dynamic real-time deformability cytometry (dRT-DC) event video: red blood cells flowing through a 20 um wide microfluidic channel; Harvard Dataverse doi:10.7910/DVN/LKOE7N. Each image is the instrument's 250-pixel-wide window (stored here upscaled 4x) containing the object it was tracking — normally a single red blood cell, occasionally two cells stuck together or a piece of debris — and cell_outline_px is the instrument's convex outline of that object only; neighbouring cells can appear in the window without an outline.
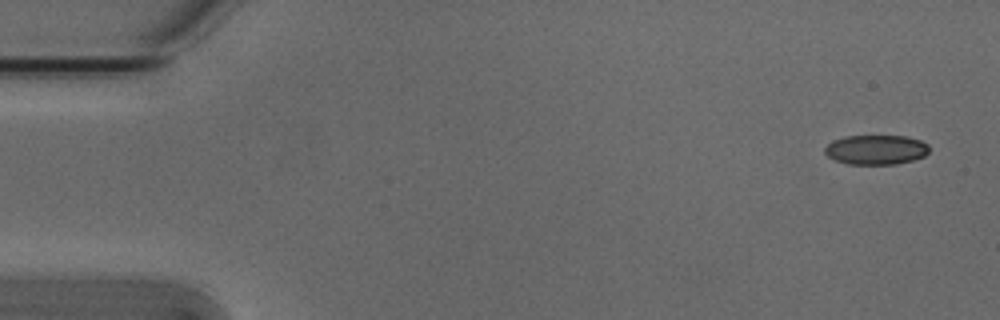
{"species": "Egyptian fruit bat (a non-hibernating species)", "species_latin": "Rousettus aegyptiacus", "temperature_condition": "cold", "stored_images_in_passage": 7, "camera_frame_rate_fps": 3000, "um_per_image_px": 0.085, "animal": {"sex": "male"}, "frame": {"image": 1, "passage_image": 1, "time_ms": 0.0, "image_size_px": [1000, 320], "cell_outline_px": [[928, 152], [924, 156], [912, 160], [896, 164], [848, 164], [836, 160], [828, 156], [824, 152], [824, 148], [832, 140], [844, 136], [908, 136], [920, 140], [928, 144]], "centroid_in_image_um": [74.45, 12.72], "position_along_channel_um": 10.5, "area_um2": 18.03}}
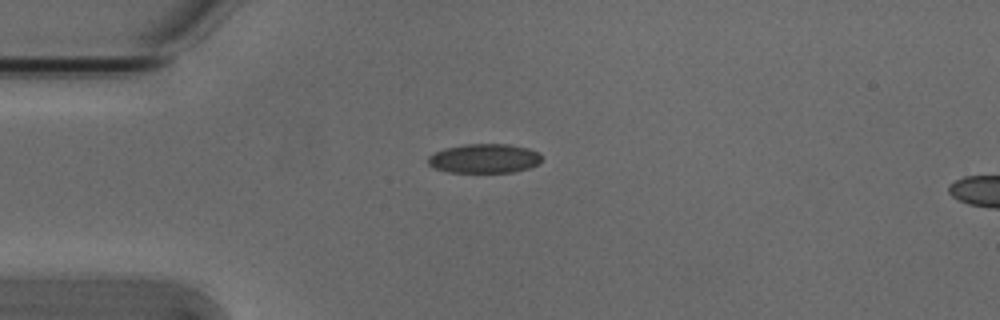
{"frame": {"image": 2, "passage_image": 4, "time_ms": 1.0, "image_size_px": [1000, 320], "cell_outline_px": [[540, 160], [536, 164], [528, 168], [512, 172], [448, 172], [436, 168], [428, 164], [428, 156], [444, 148], [464, 144], [508, 144], [528, 148], [540, 152]], "centroid_in_image_um": [41.15, 13.46], "position_along_channel_um": 43.8, "area_um2": 19.25}}
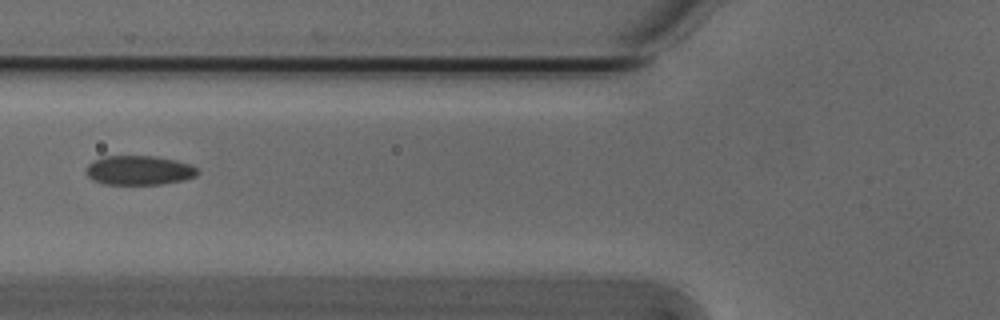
{"frame": {"image": 3, "passage_image": 6, "time_ms": 1.667, "image_size_px": [1000, 320], "cell_outline_px": [[200, 172], [196, 176], [184, 180], [160, 184], [104, 184], [92, 180], [88, 176], [88, 164], [92, 160], [104, 156], [156, 156], [176, 160], [192, 164]], "centroid_in_image_um": [11.85, 14.47], "position_along_channel_um": 113.9, "area_um2": 19.13}}